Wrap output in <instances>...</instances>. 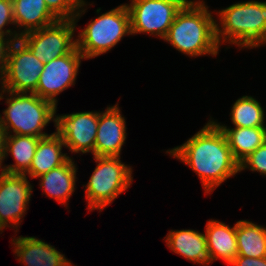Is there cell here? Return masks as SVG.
<instances>
[{"label":"cell","mask_w":266,"mask_h":266,"mask_svg":"<svg viewBox=\"0 0 266 266\" xmlns=\"http://www.w3.org/2000/svg\"><path fill=\"white\" fill-rule=\"evenodd\" d=\"M2 99L8 106L2 110L3 116L0 113V126L6 135L13 133L41 138L51 135L43 130L51 121L55 126L57 106L54 103L35 93H14L0 88Z\"/></svg>","instance_id":"4"},{"label":"cell","mask_w":266,"mask_h":266,"mask_svg":"<svg viewBox=\"0 0 266 266\" xmlns=\"http://www.w3.org/2000/svg\"><path fill=\"white\" fill-rule=\"evenodd\" d=\"M237 256L266 257V227L249 220L236 222Z\"/></svg>","instance_id":"22"},{"label":"cell","mask_w":266,"mask_h":266,"mask_svg":"<svg viewBox=\"0 0 266 266\" xmlns=\"http://www.w3.org/2000/svg\"><path fill=\"white\" fill-rule=\"evenodd\" d=\"M166 154L188 165L199 177L205 195L240 172L222 129L211 117L202 129Z\"/></svg>","instance_id":"1"},{"label":"cell","mask_w":266,"mask_h":266,"mask_svg":"<svg viewBox=\"0 0 266 266\" xmlns=\"http://www.w3.org/2000/svg\"><path fill=\"white\" fill-rule=\"evenodd\" d=\"M76 36L78 51L85 59L107 53L125 36L131 35L130 14L126 3L90 20Z\"/></svg>","instance_id":"6"},{"label":"cell","mask_w":266,"mask_h":266,"mask_svg":"<svg viewBox=\"0 0 266 266\" xmlns=\"http://www.w3.org/2000/svg\"><path fill=\"white\" fill-rule=\"evenodd\" d=\"M12 3L14 28L20 36L59 20L48 9L45 0H12Z\"/></svg>","instance_id":"18"},{"label":"cell","mask_w":266,"mask_h":266,"mask_svg":"<svg viewBox=\"0 0 266 266\" xmlns=\"http://www.w3.org/2000/svg\"><path fill=\"white\" fill-rule=\"evenodd\" d=\"M28 176L0 173V226L19 231L22 220L29 210L34 186ZM19 226V228H18Z\"/></svg>","instance_id":"10"},{"label":"cell","mask_w":266,"mask_h":266,"mask_svg":"<svg viewBox=\"0 0 266 266\" xmlns=\"http://www.w3.org/2000/svg\"><path fill=\"white\" fill-rule=\"evenodd\" d=\"M63 147H65L63 139L56 132L41 138L31 166L24 175L35 179L53 168L64 165L71 157L67 153H63Z\"/></svg>","instance_id":"19"},{"label":"cell","mask_w":266,"mask_h":266,"mask_svg":"<svg viewBox=\"0 0 266 266\" xmlns=\"http://www.w3.org/2000/svg\"><path fill=\"white\" fill-rule=\"evenodd\" d=\"M189 0H131V35L149 34L164 39L176 14Z\"/></svg>","instance_id":"8"},{"label":"cell","mask_w":266,"mask_h":266,"mask_svg":"<svg viewBox=\"0 0 266 266\" xmlns=\"http://www.w3.org/2000/svg\"><path fill=\"white\" fill-rule=\"evenodd\" d=\"M45 3L59 20H74L75 23L85 14L87 6H92L86 0H45Z\"/></svg>","instance_id":"24"},{"label":"cell","mask_w":266,"mask_h":266,"mask_svg":"<svg viewBox=\"0 0 266 266\" xmlns=\"http://www.w3.org/2000/svg\"><path fill=\"white\" fill-rule=\"evenodd\" d=\"M229 265L230 266H266V257L254 258V257L236 256Z\"/></svg>","instance_id":"27"},{"label":"cell","mask_w":266,"mask_h":266,"mask_svg":"<svg viewBox=\"0 0 266 266\" xmlns=\"http://www.w3.org/2000/svg\"><path fill=\"white\" fill-rule=\"evenodd\" d=\"M97 166L85 186L88 211L102 212L133 184V168L121 156H93Z\"/></svg>","instance_id":"5"},{"label":"cell","mask_w":266,"mask_h":266,"mask_svg":"<svg viewBox=\"0 0 266 266\" xmlns=\"http://www.w3.org/2000/svg\"><path fill=\"white\" fill-rule=\"evenodd\" d=\"M98 123L99 111L56 114L55 132L63 139L69 152L94 156Z\"/></svg>","instance_id":"11"},{"label":"cell","mask_w":266,"mask_h":266,"mask_svg":"<svg viewBox=\"0 0 266 266\" xmlns=\"http://www.w3.org/2000/svg\"><path fill=\"white\" fill-rule=\"evenodd\" d=\"M74 158H70L64 165L53 168L40 175L39 186L46 197L56 200L61 205L68 207L69 199L76 190L77 165Z\"/></svg>","instance_id":"15"},{"label":"cell","mask_w":266,"mask_h":266,"mask_svg":"<svg viewBox=\"0 0 266 266\" xmlns=\"http://www.w3.org/2000/svg\"><path fill=\"white\" fill-rule=\"evenodd\" d=\"M224 132L233 157L240 164L266 141V127H228L214 120Z\"/></svg>","instance_id":"20"},{"label":"cell","mask_w":266,"mask_h":266,"mask_svg":"<svg viewBox=\"0 0 266 266\" xmlns=\"http://www.w3.org/2000/svg\"><path fill=\"white\" fill-rule=\"evenodd\" d=\"M83 60L84 56L76 47L71 53L44 64L34 93L58 106L57 96L75 85Z\"/></svg>","instance_id":"12"},{"label":"cell","mask_w":266,"mask_h":266,"mask_svg":"<svg viewBox=\"0 0 266 266\" xmlns=\"http://www.w3.org/2000/svg\"><path fill=\"white\" fill-rule=\"evenodd\" d=\"M163 239L171 252L193 264L210 265L205 233L194 229L169 230Z\"/></svg>","instance_id":"16"},{"label":"cell","mask_w":266,"mask_h":266,"mask_svg":"<svg viewBox=\"0 0 266 266\" xmlns=\"http://www.w3.org/2000/svg\"><path fill=\"white\" fill-rule=\"evenodd\" d=\"M14 25L12 0H0V37L11 41L19 40L20 35L13 28H6Z\"/></svg>","instance_id":"25"},{"label":"cell","mask_w":266,"mask_h":266,"mask_svg":"<svg viewBox=\"0 0 266 266\" xmlns=\"http://www.w3.org/2000/svg\"><path fill=\"white\" fill-rule=\"evenodd\" d=\"M13 252L25 266H77L59 252L55 246L35 236L13 237Z\"/></svg>","instance_id":"14"},{"label":"cell","mask_w":266,"mask_h":266,"mask_svg":"<svg viewBox=\"0 0 266 266\" xmlns=\"http://www.w3.org/2000/svg\"><path fill=\"white\" fill-rule=\"evenodd\" d=\"M11 40L0 37V81L4 76L7 63L8 49L11 44Z\"/></svg>","instance_id":"28"},{"label":"cell","mask_w":266,"mask_h":266,"mask_svg":"<svg viewBox=\"0 0 266 266\" xmlns=\"http://www.w3.org/2000/svg\"><path fill=\"white\" fill-rule=\"evenodd\" d=\"M43 67L44 64L20 40L12 41L0 87L14 93H34Z\"/></svg>","instance_id":"9"},{"label":"cell","mask_w":266,"mask_h":266,"mask_svg":"<svg viewBox=\"0 0 266 266\" xmlns=\"http://www.w3.org/2000/svg\"><path fill=\"white\" fill-rule=\"evenodd\" d=\"M231 108L229 115L234 127H266L265 110L253 96L238 98Z\"/></svg>","instance_id":"23"},{"label":"cell","mask_w":266,"mask_h":266,"mask_svg":"<svg viewBox=\"0 0 266 266\" xmlns=\"http://www.w3.org/2000/svg\"><path fill=\"white\" fill-rule=\"evenodd\" d=\"M240 172L249 169L266 176V141L239 164Z\"/></svg>","instance_id":"26"},{"label":"cell","mask_w":266,"mask_h":266,"mask_svg":"<svg viewBox=\"0 0 266 266\" xmlns=\"http://www.w3.org/2000/svg\"><path fill=\"white\" fill-rule=\"evenodd\" d=\"M204 233L210 264L221 259L229 265L238 255L236 223L231 227L222 221L211 219L206 223Z\"/></svg>","instance_id":"17"},{"label":"cell","mask_w":266,"mask_h":266,"mask_svg":"<svg viewBox=\"0 0 266 266\" xmlns=\"http://www.w3.org/2000/svg\"><path fill=\"white\" fill-rule=\"evenodd\" d=\"M215 12L220 47L228 43L241 50L266 45V1H242Z\"/></svg>","instance_id":"3"},{"label":"cell","mask_w":266,"mask_h":266,"mask_svg":"<svg viewBox=\"0 0 266 266\" xmlns=\"http://www.w3.org/2000/svg\"><path fill=\"white\" fill-rule=\"evenodd\" d=\"M41 137L6 135L5 158L11 154L14 164H4V173L24 175L30 168L37 144Z\"/></svg>","instance_id":"21"},{"label":"cell","mask_w":266,"mask_h":266,"mask_svg":"<svg viewBox=\"0 0 266 266\" xmlns=\"http://www.w3.org/2000/svg\"><path fill=\"white\" fill-rule=\"evenodd\" d=\"M74 20H57L41 29L27 32L19 40L43 64L71 53L77 47Z\"/></svg>","instance_id":"7"},{"label":"cell","mask_w":266,"mask_h":266,"mask_svg":"<svg viewBox=\"0 0 266 266\" xmlns=\"http://www.w3.org/2000/svg\"><path fill=\"white\" fill-rule=\"evenodd\" d=\"M213 15L204 0H189L176 14L163 40L188 57H215L220 46Z\"/></svg>","instance_id":"2"},{"label":"cell","mask_w":266,"mask_h":266,"mask_svg":"<svg viewBox=\"0 0 266 266\" xmlns=\"http://www.w3.org/2000/svg\"><path fill=\"white\" fill-rule=\"evenodd\" d=\"M5 141H6V133L0 126V173H4V160L5 158Z\"/></svg>","instance_id":"29"},{"label":"cell","mask_w":266,"mask_h":266,"mask_svg":"<svg viewBox=\"0 0 266 266\" xmlns=\"http://www.w3.org/2000/svg\"><path fill=\"white\" fill-rule=\"evenodd\" d=\"M0 234H2V232H4V229L0 226Z\"/></svg>","instance_id":"30"},{"label":"cell","mask_w":266,"mask_h":266,"mask_svg":"<svg viewBox=\"0 0 266 266\" xmlns=\"http://www.w3.org/2000/svg\"><path fill=\"white\" fill-rule=\"evenodd\" d=\"M118 102L99 111L94 156H120L127 138L126 120Z\"/></svg>","instance_id":"13"}]
</instances>
